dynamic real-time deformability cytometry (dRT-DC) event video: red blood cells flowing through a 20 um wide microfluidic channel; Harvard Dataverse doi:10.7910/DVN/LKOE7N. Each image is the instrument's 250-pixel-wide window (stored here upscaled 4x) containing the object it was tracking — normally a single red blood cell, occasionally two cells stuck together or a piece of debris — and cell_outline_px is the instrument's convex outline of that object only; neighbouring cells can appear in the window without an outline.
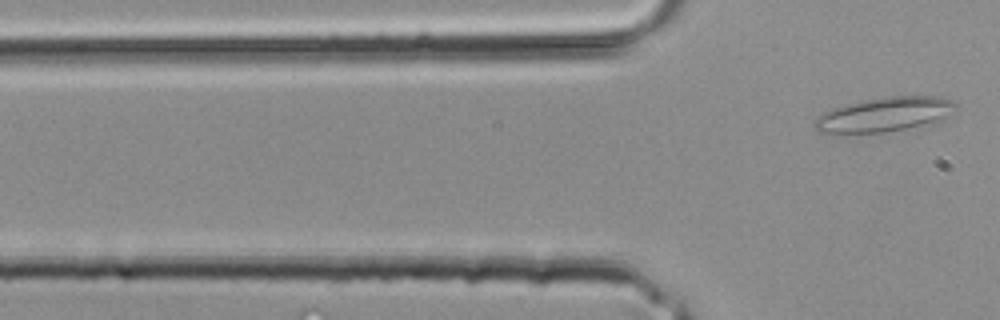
{"species": "common noctule bat (a hibernating species)", "species_latin": "Nyctalus noctula", "temperature_condition": "room temperature", "stored_images_in_passage": 3, "camera_frame_rate_fps": 3000, "um_per_image_px": 0.085, "animal": {"sex": "male", "body_mass_g": 20.4}, "frame": {"image": 1, "passage_image": 3, "time_ms": 0.667, "image_size_px": [1000, 320], "cell_outline_px": [[956, 104], [936, 124], [884, 132], [816, 132], [812, 124], [816, 116], [824, 112], [860, 100], [884, 96], [940, 96], [952, 100]], "centroid_in_image_um": [75.16, 9.72], "position_along_channel_um": 50.6, "area_um2": 28.21}}